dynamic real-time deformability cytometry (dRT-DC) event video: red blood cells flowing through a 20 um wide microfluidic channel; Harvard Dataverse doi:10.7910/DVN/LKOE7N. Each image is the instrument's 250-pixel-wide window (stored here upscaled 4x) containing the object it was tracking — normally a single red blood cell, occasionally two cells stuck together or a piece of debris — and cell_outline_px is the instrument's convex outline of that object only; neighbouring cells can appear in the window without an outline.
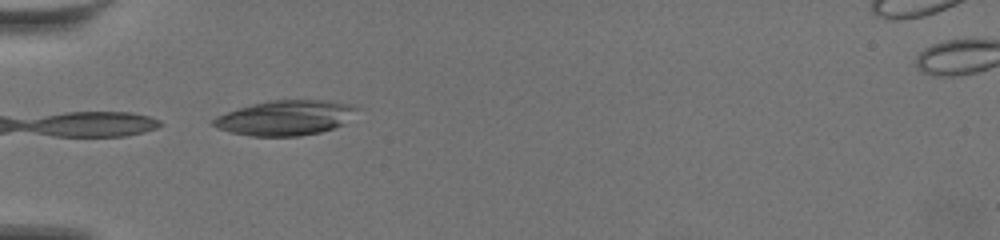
{"species": "common noctule bat (a hibernating species)", "species_latin": "Nyctalus noctula", "temperature_condition": "warm", "stored_images_in_passage": 15, "camera_frame_rate_fps": 3000, "um_per_image_px": 0.085, "animal": {"sex": "female", "body_mass_g": 19.5, "forearm_length_mm": 54.1}, "frame": {"image": 1, "passage_image": 1, "time_ms": 0.0, "image_size_px": [1000, 240], "cell_outline_px": [[360, 108], [344, 124], [320, 132], [300, 136], [252, 136], [228, 132], [216, 128], [212, 124], [212, 120], [216, 116], [252, 104], [272, 100], [328, 100], [356, 104]], "centroid_in_image_um": [24.3, 10.01], "position_along_channel_um": 60.7, "area_um2": 29.36}}
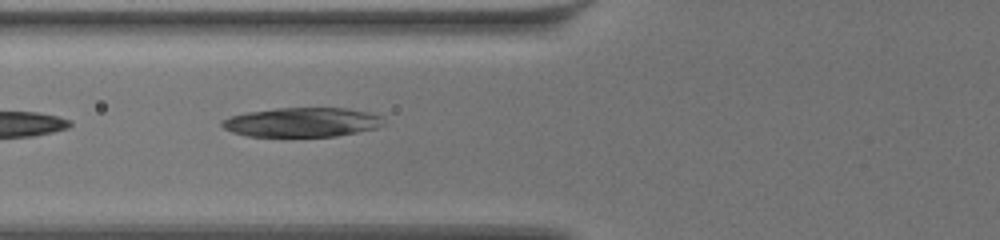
{"frame": {"image": 2, "passage_image": 5, "time_ms": 1.333, "image_size_px": [1000, 240], "cell_outline_px": [[384, 124], [376, 128], [336, 136], [248, 136], [232, 132], [224, 128], [220, 124], [220, 120], [232, 116], [248, 112], [276, 108], [344, 108], [364, 112], [380, 116]], "centroid_in_image_um": [25.62, 10.39], "position_along_channel_um": 100.2, "area_um2": 27.28}}